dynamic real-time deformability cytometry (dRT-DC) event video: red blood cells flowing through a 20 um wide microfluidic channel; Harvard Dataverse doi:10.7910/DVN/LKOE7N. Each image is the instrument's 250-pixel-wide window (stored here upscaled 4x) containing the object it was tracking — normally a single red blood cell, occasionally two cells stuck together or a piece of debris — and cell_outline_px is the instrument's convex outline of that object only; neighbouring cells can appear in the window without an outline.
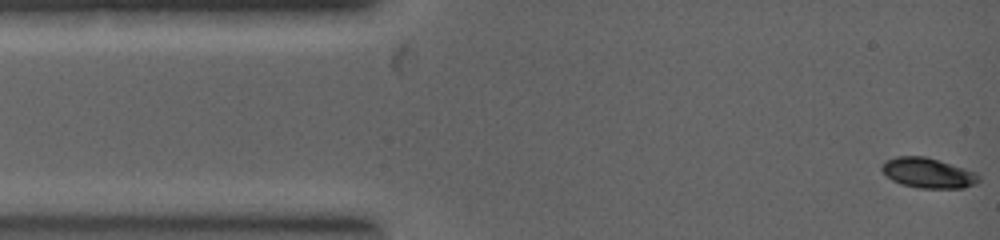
{"species": "common noctule bat (a hibernating species)", "species_latin": "Nyctalus noctula", "temperature_condition": "warm", "stored_images_in_passage": 14, "camera_frame_rate_fps": 5000, "um_per_image_px": 0.085, "animal": {"sex": "female", "body_mass_g": 19.0, "forearm_length_mm": 53.3}, "frame": {"image": 1, "passage_image": 1, "time_ms": 0.0, "image_size_px": [1000, 240], "cell_outline_px": [[980, 180], [976, 184], [964, 188], [916, 188], [900, 184], [892, 180], [880, 168], [884, 160], [896, 156], [924, 156], [964, 168], [976, 172], [980, 176]], "centroid_in_image_um": [78.88, 14.71], "position_along_channel_um": 6.1, "area_um2": 17.11}}
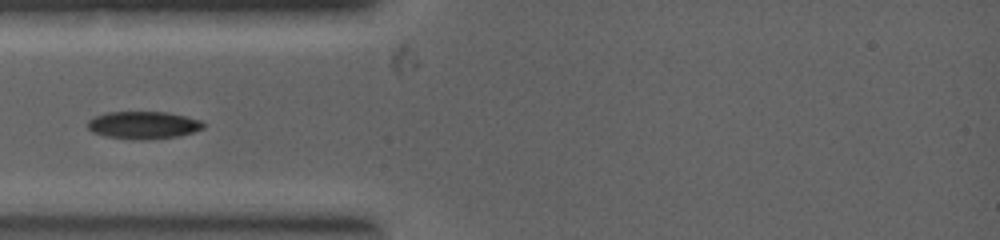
{"frame": {"image": 2, "passage_image": 10, "time_ms": 2.2, "image_size_px": [1000, 240], "cell_outline_px": [[204, 128], [180, 136], [144, 140], [140, 140], [108, 136], [92, 132], [88, 128], [88, 120], [104, 112], [168, 112], [200, 120], [204, 124]], "centroid_in_image_um": [12.19, 10.63], "position_along_channel_um": 72.8, "area_um2": 18.44}}
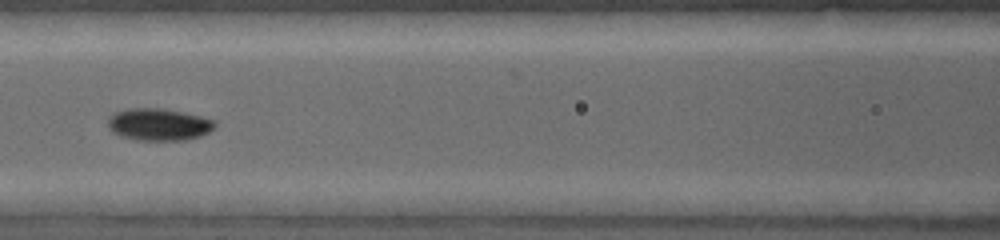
{"frame": {"image": 3, "passage_image": 13, "time_ms": 3.4, "image_size_px": [1000, 240], "cell_outline_px": [[216, 128], [200, 136], [184, 140], [136, 140], [120, 136], [112, 132], [108, 128], [108, 120], [116, 112], [132, 108], [160, 108], [200, 116], [216, 120]], "centroid_in_image_um": [13.51, 10.59], "position_along_channel_um": 153.1, "area_um2": 19.94}}